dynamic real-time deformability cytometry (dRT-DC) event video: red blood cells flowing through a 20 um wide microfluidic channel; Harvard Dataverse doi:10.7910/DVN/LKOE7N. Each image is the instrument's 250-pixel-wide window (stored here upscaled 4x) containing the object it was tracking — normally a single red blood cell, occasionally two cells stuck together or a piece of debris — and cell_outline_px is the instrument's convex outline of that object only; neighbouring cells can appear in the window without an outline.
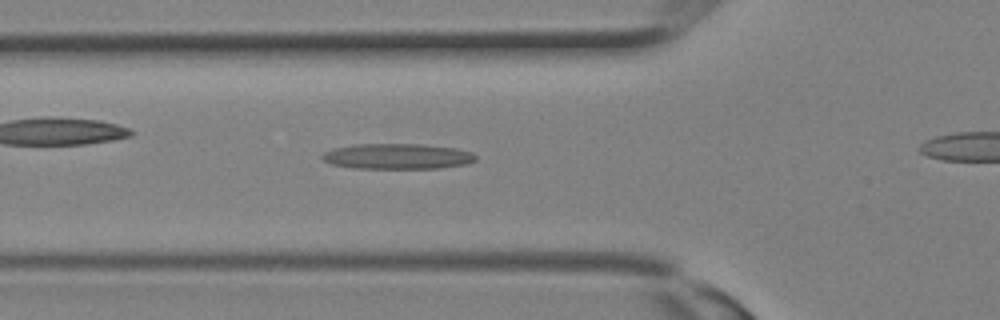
{"species": "Egyptian fruit bat (a non-hibernating species)", "species_latin": "Rousettus aegyptiacus", "temperature_condition": "room temperature", "stored_images_in_passage": 8, "camera_frame_rate_fps": 3000, "um_per_image_px": 0.085, "animal": {"sex": "female"}, "frame": {"image": 1, "passage_image": 4, "time_ms": 1.0, "image_size_px": [1000, 320], "cell_outline_px": [[476, 160], [468, 164], [440, 168], [352, 168], [332, 164], [324, 160], [320, 156], [324, 152], [332, 148], [352, 144], [424, 144], [456, 148], [472, 152], [476, 156]], "centroid_in_image_um": [33.78, 13.28], "position_along_channel_um": 92.0, "area_um2": 23.0}}
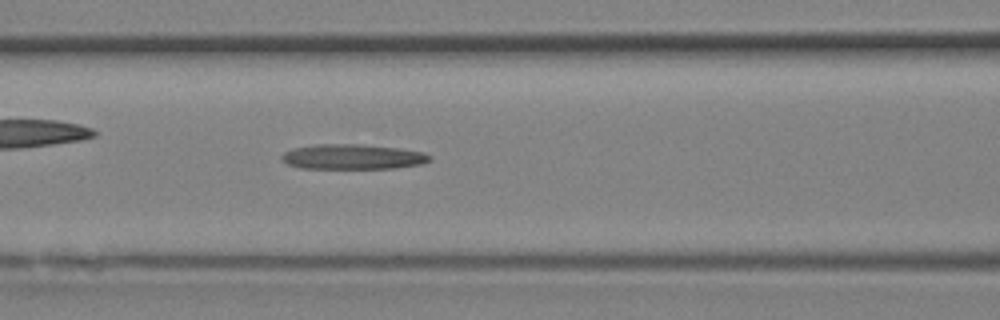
{"frame": {"image": 2, "passage_image": 6, "time_ms": 1.667, "image_size_px": [1000, 320], "cell_outline_px": [[432, 160], [420, 164], [396, 168], [300, 168], [288, 164], [280, 160], [280, 156], [284, 152], [292, 148], [316, 144], [356, 144], [396, 148], [424, 152]], "centroid_in_image_um": [29.91, 13.33], "position_along_channel_um": 136.7, "area_um2": 21.5}}
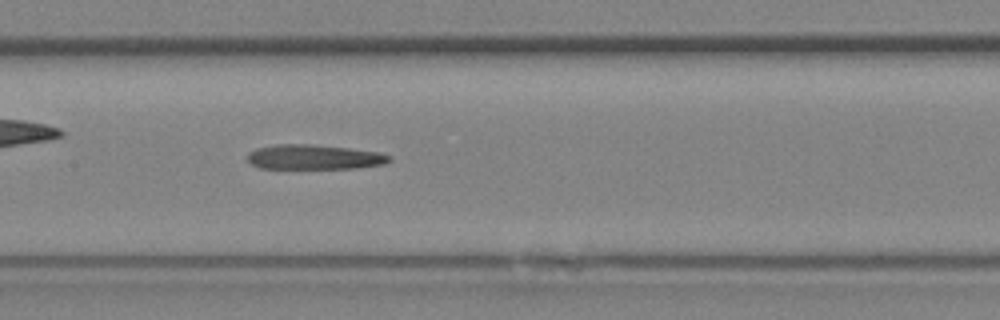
{"frame": {"image": 3, "passage_image": 8, "time_ms": 2.333, "image_size_px": [1000, 320], "cell_outline_px": [[392, 160], [384, 164], [356, 168], [260, 168], [252, 164], [248, 160], [248, 152], [256, 148], [276, 144], [312, 144], [348, 148], [376, 152], [392, 156]], "centroid_in_image_um": [26.69, 13.34], "position_along_channel_um": 180.7, "area_um2": 20.4}}